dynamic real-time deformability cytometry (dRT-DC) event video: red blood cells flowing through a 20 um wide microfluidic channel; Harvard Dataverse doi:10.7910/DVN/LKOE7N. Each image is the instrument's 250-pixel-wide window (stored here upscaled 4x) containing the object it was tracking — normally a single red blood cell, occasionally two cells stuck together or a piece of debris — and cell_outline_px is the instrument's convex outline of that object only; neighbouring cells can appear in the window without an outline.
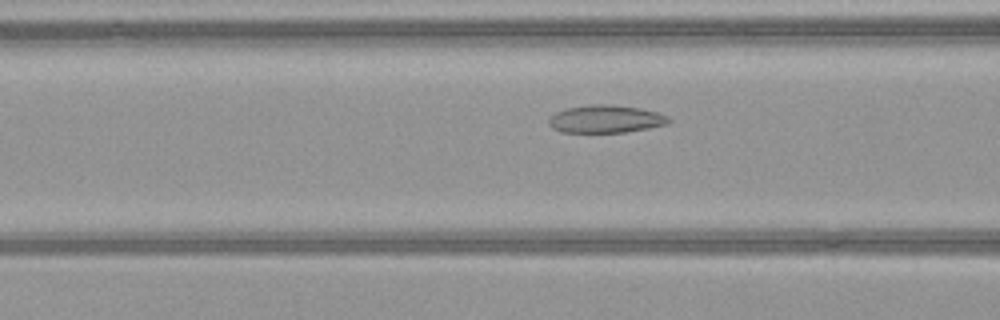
{"species": "common noctule bat (a hibernating species)", "species_latin": "Nyctalus noctula", "temperature_condition": "warm", "stored_images_in_passage": 45, "camera_frame_rate_fps": 3000, "um_per_image_px": 0.085, "animal": {"sex": "female", "body_mass_g": 21.9}, "frame": {"image": 1, "passage_image": 15, "time_ms": 4.667, "image_size_px": [1000, 320], "cell_outline_px": [[672, 120], [668, 124], [648, 128], [624, 132], [560, 132], [552, 128], [548, 124], [548, 120], [556, 112], [568, 108], [588, 104], [612, 104], [640, 108], [656, 112], [668, 116]], "centroid_in_image_um": [51.49, 10.11], "position_along_channel_um": 115.1, "area_um2": 19.42}}
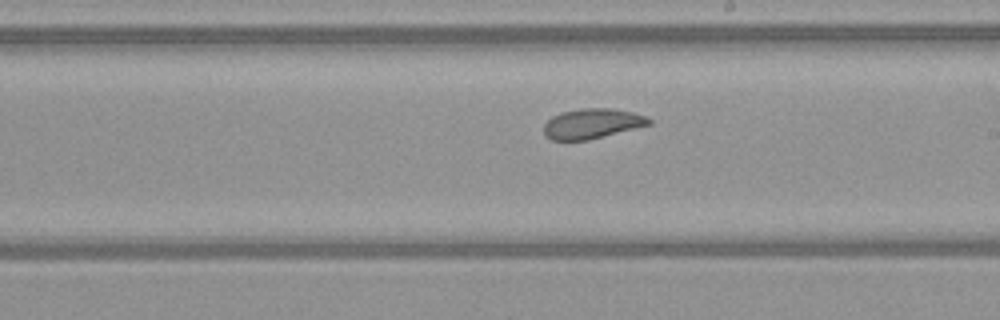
{"frame": {"image": 2, "passage_image": 24, "time_ms": 7.667, "image_size_px": [1000, 320], "cell_outline_px": [[652, 124], [588, 140], [552, 140], [544, 136], [544, 124], [552, 116], [564, 112], [580, 108], [612, 108], [632, 112], [644, 116], [652, 120]], "centroid_in_image_um": [50.32, 10.51], "position_along_channel_um": 238.7, "area_um2": 18.32}}
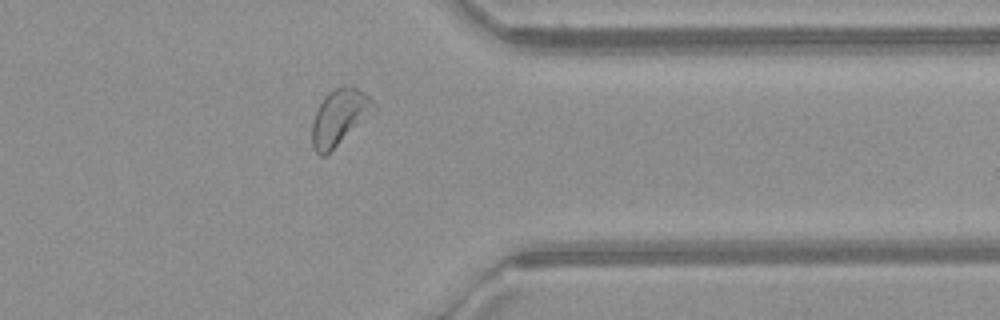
{"frame": {"image": 3, "passage_image": 35, "time_ms": 11.333, "image_size_px": [1000, 320], "cell_outline_px": [[376, 112], [324, 156], [320, 156], [316, 152], [312, 144], [312, 124], [316, 112], [324, 96], [328, 92], [344, 84], [352, 84], [364, 92], [376, 104]], "centroid_in_image_um": [28.89, 9.92], "position_along_channel_um": 382.5, "area_um2": 20.29}, "authors_computed_cell_mechanics": {"area_um2": 20.3456, "velocity_mm_per_s": 4.1062, "shape_relaxation_time_tau1_ms": 5.2653, "shape_relaxation_time_tau2_ms": 2.4419, "deformation_change_tau1": 0.1054, "deformation_change_tau2": 0.0846}}